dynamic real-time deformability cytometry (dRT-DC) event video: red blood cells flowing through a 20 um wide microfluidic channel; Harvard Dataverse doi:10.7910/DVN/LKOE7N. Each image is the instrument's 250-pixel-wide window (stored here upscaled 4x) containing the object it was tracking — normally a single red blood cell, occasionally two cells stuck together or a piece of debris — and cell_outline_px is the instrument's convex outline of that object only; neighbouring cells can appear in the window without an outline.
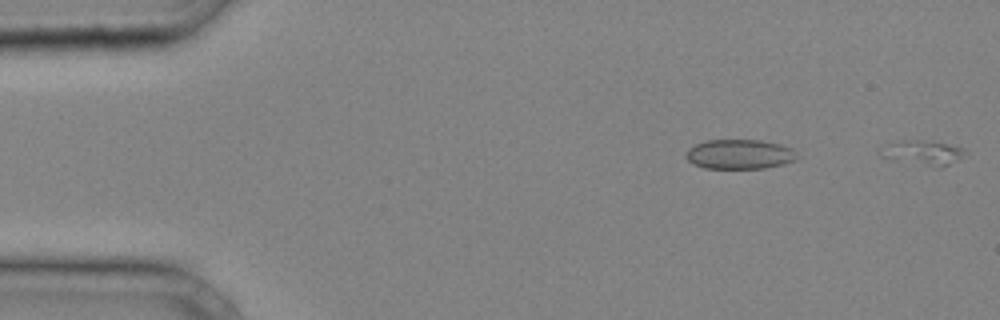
{"species": "common noctule bat (a hibernating species)", "species_latin": "Nyctalus noctula", "temperature_condition": "cold", "stored_images_in_passage": 6, "segment_of_instrument_passage": [2, 2], "camera_frame_rate_fps": 3000, "um_per_image_px": 0.085, "animal": {"sex": "male", "body_mass_g": 20.4}, "frame": {"image": 1, "passage_image": 6, "time_ms": 1.667, "image_size_px": [1000, 320], "cell_outline_px": [[968, 152], [948, 164], [940, 168], [936, 168], [880, 156], [888, 144], [900, 140], [920, 140], [944, 144], [964, 148]], "centroid_in_image_um": [78.49, 12.98], "position_along_channel_um": 6.5, "area_um2": 11.56}}